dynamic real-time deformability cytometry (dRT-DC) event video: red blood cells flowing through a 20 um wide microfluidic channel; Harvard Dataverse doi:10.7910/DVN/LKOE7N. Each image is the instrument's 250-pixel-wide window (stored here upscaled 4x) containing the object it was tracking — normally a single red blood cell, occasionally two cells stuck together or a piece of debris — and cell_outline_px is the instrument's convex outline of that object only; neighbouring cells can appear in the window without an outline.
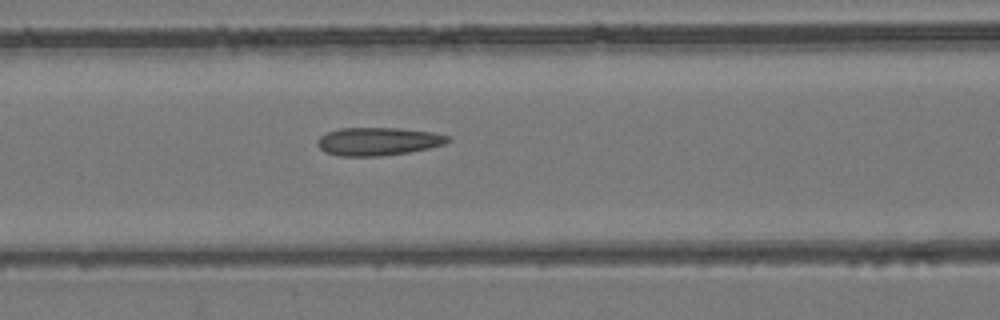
{"species": "common noctule bat (a hibernating species)", "species_latin": "Nyctalus noctula", "temperature_condition": "room temperature", "stored_images_in_passage": 5, "camera_frame_rate_fps": 3000, "um_per_image_px": 0.085, "animal": {"sex": "female", "body_mass_g": 24.6, "forearm_length_mm": 56.2}, "frame": {"image": 1, "passage_image": 5, "time_ms": 4.333, "image_size_px": [1000, 320], "cell_outline_px": [[452, 140], [444, 144], [428, 148], [408, 152], [380, 156], [340, 156], [324, 152], [316, 144], [316, 140], [320, 136], [328, 132], [340, 128], [400, 128], [432, 132], [448, 136]], "centroid_in_image_um": [32.11, 12.02], "position_along_channel_um": 134.5, "area_um2": 21.33}}